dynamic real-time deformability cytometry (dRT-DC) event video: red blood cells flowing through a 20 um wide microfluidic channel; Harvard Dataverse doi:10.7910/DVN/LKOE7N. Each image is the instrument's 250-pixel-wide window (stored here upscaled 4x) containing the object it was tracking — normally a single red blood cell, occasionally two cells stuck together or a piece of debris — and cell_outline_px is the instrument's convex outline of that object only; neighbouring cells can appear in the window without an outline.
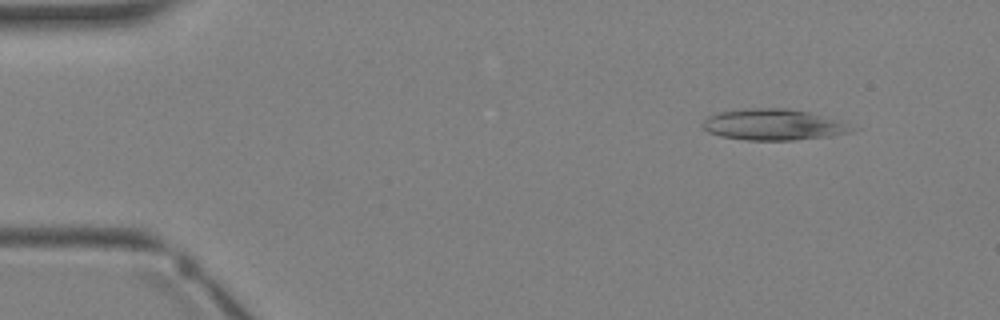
{"species": "Egyptian fruit bat (a non-hibernating species)", "species_latin": "Rousettus aegyptiacus", "temperature_condition": "warm", "stored_images_in_passage": 3, "camera_frame_rate_fps": 3000, "um_per_image_px": 0.085, "animal": {"sex": "female"}, "frame": {"image": 1, "passage_image": 2, "time_ms": 1.0, "image_size_px": [1000, 320], "cell_outline_px": [[864, 128], [852, 132], [828, 136], [792, 140], [748, 140], [720, 136], [708, 132], [700, 124], [708, 116], [720, 112], [740, 108], [784, 108], [808, 112], [840, 120]], "centroid_in_image_um": [65.81, 10.59], "position_along_channel_um": 19.2, "area_um2": 27.4}}
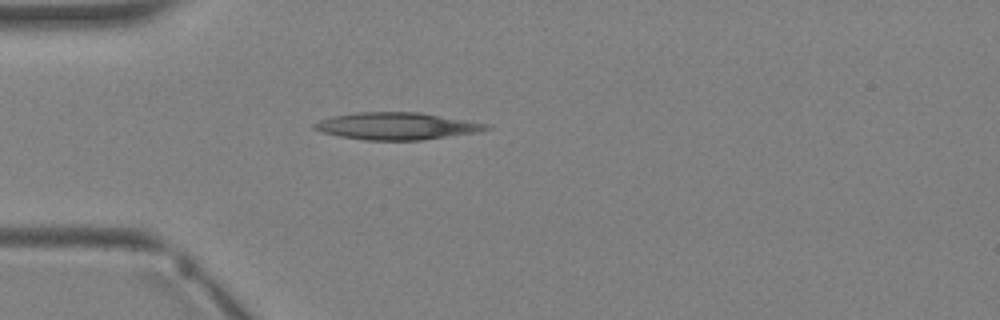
{"frame": {"image": 2, "passage_image": 3, "time_ms": 3.0, "image_size_px": [1000, 320], "cell_outline_px": [[492, 128], [480, 132], [420, 140], [364, 140], [340, 136], [320, 132], [312, 128], [312, 124], [320, 120], [332, 116], [356, 112], [420, 112], [488, 124]], "centroid_in_image_um": [33.69, 10.71], "position_along_channel_um": 51.3, "area_um2": 27.22}}